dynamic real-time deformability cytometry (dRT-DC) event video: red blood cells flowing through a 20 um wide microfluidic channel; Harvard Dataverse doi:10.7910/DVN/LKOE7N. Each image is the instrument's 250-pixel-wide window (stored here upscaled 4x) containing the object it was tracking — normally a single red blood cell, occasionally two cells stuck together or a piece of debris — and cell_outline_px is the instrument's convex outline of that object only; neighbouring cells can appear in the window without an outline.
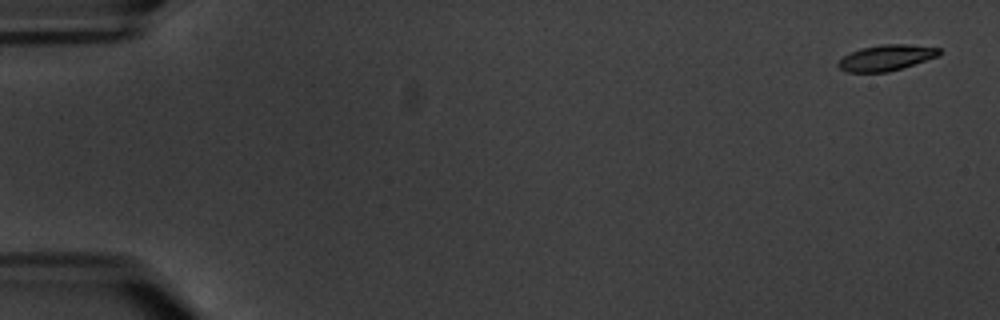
{"species": "common noctule bat (a hibernating species)", "species_latin": "Nyctalus noctula", "temperature_condition": "warm", "stored_images_in_passage": 5, "camera_frame_rate_fps": 3000, "um_per_image_px": 0.085, "animal": {"sex": "male", "body_mass_g": 20.1, "forearm_length_mm": 53.5}, "frame": {"image": 1, "passage_image": 1, "time_ms": 0.0, "image_size_px": [1000, 320], "cell_outline_px": [[940, 56], [888, 72], [848, 72], [840, 68], [836, 64], [844, 56], [860, 48], [884, 44], [908, 44], [940, 48]], "centroid_in_image_um": [75.35, 4.9], "position_along_channel_um": 9.7, "area_um2": 15.09}}
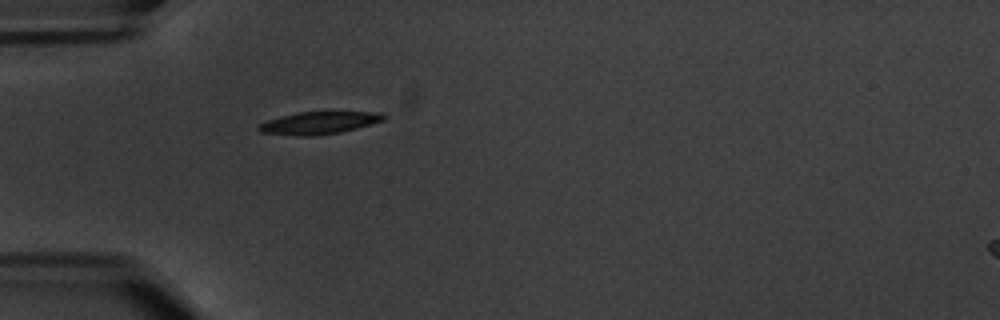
{"frame": {"image": 2, "passage_image": 5, "time_ms": 5.667, "image_size_px": [1000, 320], "cell_outline_px": [[388, 116], [384, 120], [356, 128], [340, 132], [316, 136], [296, 136], [260, 132], [256, 128], [260, 124], [268, 120], [280, 116], [296, 112], [376, 112]], "centroid_in_image_um": [27.08, 10.45], "position_along_channel_um": 57.9, "area_um2": 16.3}}